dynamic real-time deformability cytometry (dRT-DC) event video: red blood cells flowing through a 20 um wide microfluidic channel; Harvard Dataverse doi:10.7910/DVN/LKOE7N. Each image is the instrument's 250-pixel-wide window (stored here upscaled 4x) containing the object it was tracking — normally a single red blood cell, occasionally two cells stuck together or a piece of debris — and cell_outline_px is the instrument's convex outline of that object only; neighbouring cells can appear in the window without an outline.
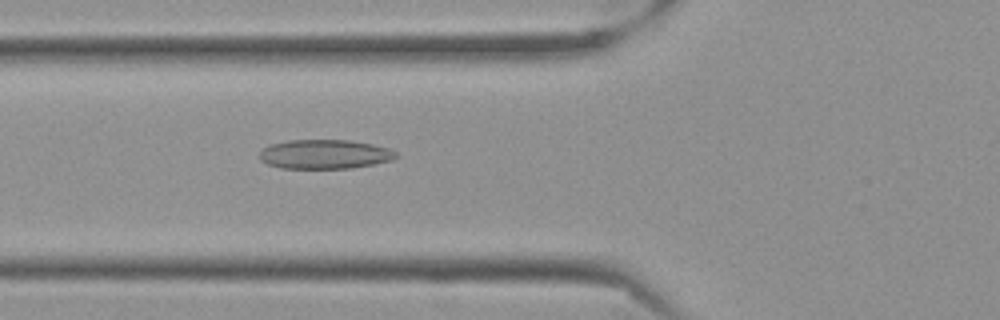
{"species": "Egyptian fruit bat (a non-hibernating species)", "species_latin": "Rousettus aegyptiacus", "temperature_condition": "cold", "stored_images_in_passage": 47, "camera_frame_rate_fps": 3000, "um_per_image_px": 0.085, "frame": {"image": 1, "passage_image": 11, "time_ms": 3.333, "image_size_px": [1000, 320], "cell_outline_px": [[396, 156], [388, 160], [372, 164], [348, 168], [280, 168], [268, 164], [260, 160], [260, 152], [264, 148], [272, 144], [288, 140], [348, 140], [372, 144], [388, 148], [396, 152]], "centroid_in_image_um": [27.55, 13.1], "position_along_channel_um": 98.2, "area_um2": 22.89}}
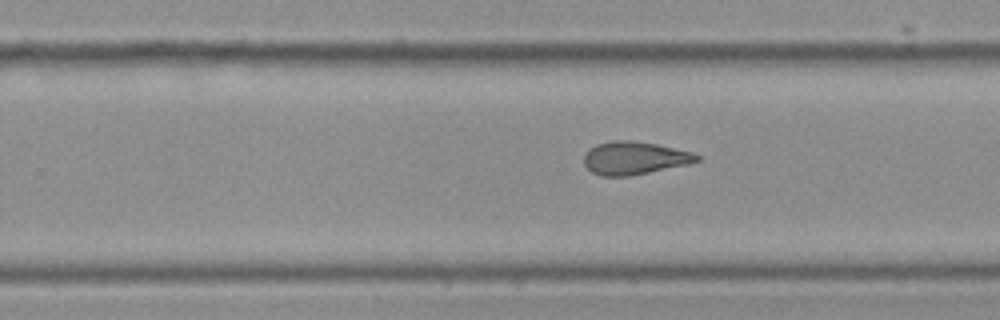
{"frame": {"image": 2, "passage_image": 26, "time_ms": 8.333, "image_size_px": [1000, 320], "cell_outline_px": [[700, 160], [688, 164], [628, 176], [600, 176], [592, 172], [584, 164], [584, 156], [588, 148], [596, 144], [612, 140], [632, 140], [656, 144], [692, 152], [700, 156]], "centroid_in_image_um": [53.89, 13.42], "position_along_channel_um": 275.9, "area_um2": 21.62}}
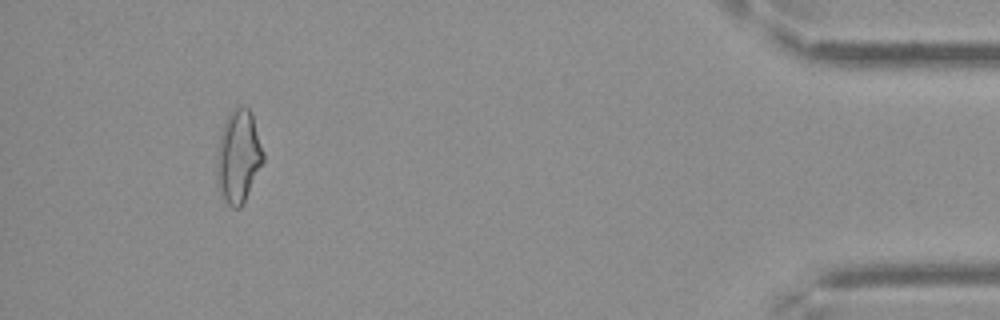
{"frame": {"image": 3, "passage_image": 43, "time_ms": 14.0, "image_size_px": [1000, 320], "cell_outline_px": [[264, 160], [244, 204], [240, 208], [232, 208], [224, 200], [220, 188], [216, 168], [216, 152], [220, 136], [228, 112], [236, 108], [248, 108], [252, 112], [264, 152]], "centroid_in_image_um": [20.28, 13.31], "position_along_channel_um": 414.9, "area_um2": 25.14}, "authors_computed_cell_mechanics": {"area_um2": 22.1374, "velocity_mm_per_s": 3.5395, "shape_relaxation_time_tau1_ms": null, "shape_relaxation_time_tau2_ms": 2.5941, "deformation_change_tau1": null, "deformation_change_tau2": 0.112}}